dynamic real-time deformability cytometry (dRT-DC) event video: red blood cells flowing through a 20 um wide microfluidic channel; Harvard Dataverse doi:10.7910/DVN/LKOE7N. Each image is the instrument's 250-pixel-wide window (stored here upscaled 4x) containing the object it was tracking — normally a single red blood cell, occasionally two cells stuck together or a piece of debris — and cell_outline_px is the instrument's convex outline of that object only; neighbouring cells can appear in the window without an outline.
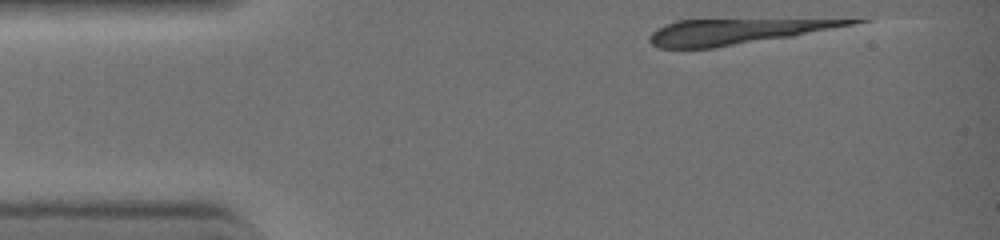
{"species": "common noctule bat (a hibernating species)", "species_latin": "Nyctalus noctula", "temperature_condition": "warm", "stored_images_in_passage": 1, "camera_frame_rate_fps": 3000, "um_per_image_px": 0.085, "animal": {"sex": "female", "body_mass_g": 19.0, "forearm_length_mm": 51.5}, "frame": {"image": 1, "passage_image": 1, "time_ms": 0.0, "image_size_px": [1000, 240], "cell_outline_px": [[868, 20], [852, 24], [792, 36], [712, 48], [660, 48], [652, 44], [648, 40], [648, 36], [656, 28], [664, 24], [676, 20]], "centroid_in_image_um": [62.35, 2.69], "position_along_channel_um": 22.7, "area_um2": 28.73}}